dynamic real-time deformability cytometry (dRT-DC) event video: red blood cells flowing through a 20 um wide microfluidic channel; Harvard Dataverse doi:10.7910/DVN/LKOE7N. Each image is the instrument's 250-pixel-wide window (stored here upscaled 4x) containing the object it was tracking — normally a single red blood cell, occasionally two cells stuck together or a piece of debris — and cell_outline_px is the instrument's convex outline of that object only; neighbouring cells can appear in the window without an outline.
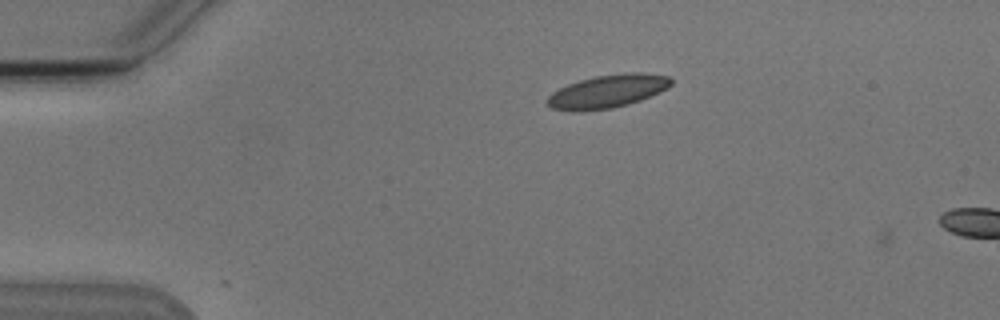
{"species": "Egyptian fruit bat (a non-hibernating species)", "species_latin": "Rousettus aegyptiacus", "temperature_condition": "cold", "stored_images_in_passage": 2, "camera_frame_rate_fps": 3000, "um_per_image_px": 0.085, "animal": {"sex": "male"}, "frame": {"image": 1, "passage_image": 1, "time_ms": 0.0, "image_size_px": [1000, 320], "cell_outline_px": [[672, 84], [668, 88], [660, 92], [640, 100], [628, 104], [612, 108], [580, 112], [572, 112], [552, 108], [548, 104], [548, 96], [552, 92], [568, 84], [580, 80], [596, 76], [628, 72], [644, 72], [668, 76], [672, 80]], "centroid_in_image_um": [51.66, 7.77], "position_along_channel_um": 33.3, "area_um2": 23.99}}